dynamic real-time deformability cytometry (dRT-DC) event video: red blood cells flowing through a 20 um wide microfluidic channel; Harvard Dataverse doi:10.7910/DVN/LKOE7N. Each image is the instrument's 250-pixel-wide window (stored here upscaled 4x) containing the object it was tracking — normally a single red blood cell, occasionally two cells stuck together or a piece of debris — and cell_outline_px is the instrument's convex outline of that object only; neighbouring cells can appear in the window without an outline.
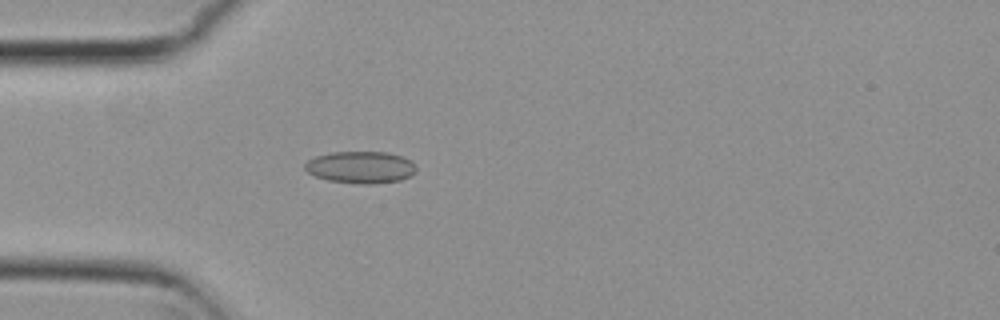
{"species": "common noctule bat (a hibernating species)", "species_latin": "Nyctalus noctula", "temperature_condition": "cold", "stored_images_in_passage": 29, "camera_frame_rate_fps": 3000, "um_per_image_px": 0.085, "animal": {"sex": "female", "body_mass_g": 29.2, "forearm_length_mm": 56.3}, "frame": {"image": 1, "passage_image": 15, "time_ms": 4.667, "image_size_px": [1000, 320], "cell_outline_px": [[416, 172], [400, 180], [372, 184], [360, 184], [328, 180], [316, 176], [308, 172], [304, 168], [304, 164], [308, 160], [316, 156], [332, 152], [388, 152], [412, 160], [416, 164]], "centroid_in_image_um": [30.67, 14.21], "position_along_channel_um": 54.3, "area_um2": 20.75}}
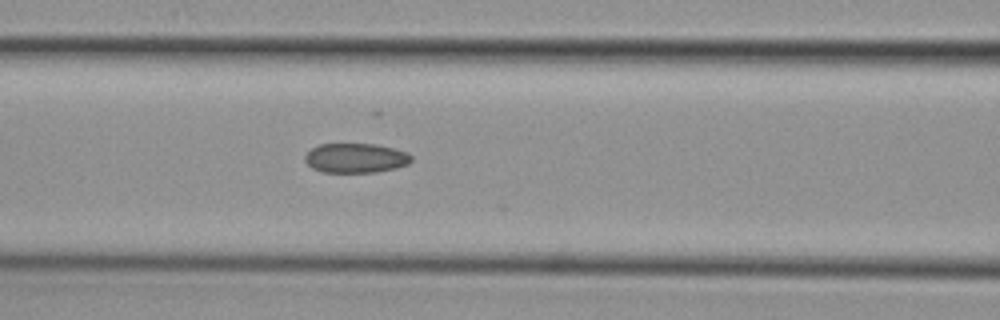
{"frame": {"image": 2, "passage_image": 22, "time_ms": 7.0, "image_size_px": [1000, 320], "cell_outline_px": [[412, 160], [408, 164], [396, 168], [376, 172], [320, 172], [312, 168], [304, 160], [304, 156], [312, 148], [320, 144], [376, 144], [408, 152], [412, 156]], "centroid_in_image_um": [30.24, 13.44], "position_along_channel_um": 136.4, "area_um2": 18.38}}
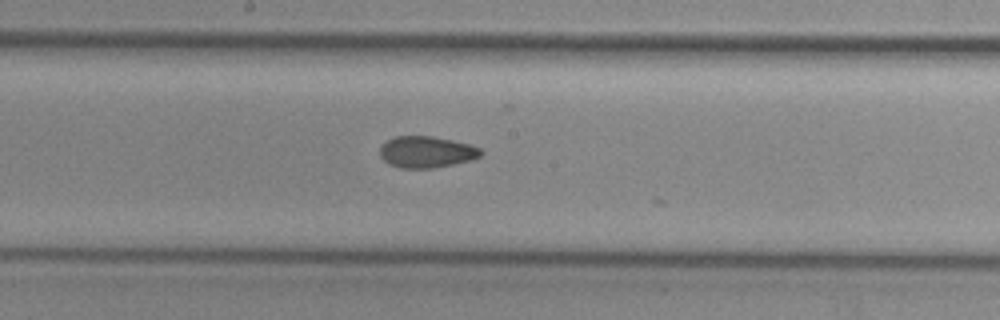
{"frame": {"image": 3, "passage_image": 28, "time_ms": 9.0, "image_size_px": [1000, 320], "cell_outline_px": [[484, 152], [480, 156], [472, 160], [432, 168], [400, 168], [388, 164], [380, 156], [380, 148], [388, 140], [396, 136], [432, 136], [452, 140], [468, 144], [480, 148]], "centroid_in_image_um": [36.25, 12.92], "position_along_channel_um": 211.9, "area_um2": 18.44}}